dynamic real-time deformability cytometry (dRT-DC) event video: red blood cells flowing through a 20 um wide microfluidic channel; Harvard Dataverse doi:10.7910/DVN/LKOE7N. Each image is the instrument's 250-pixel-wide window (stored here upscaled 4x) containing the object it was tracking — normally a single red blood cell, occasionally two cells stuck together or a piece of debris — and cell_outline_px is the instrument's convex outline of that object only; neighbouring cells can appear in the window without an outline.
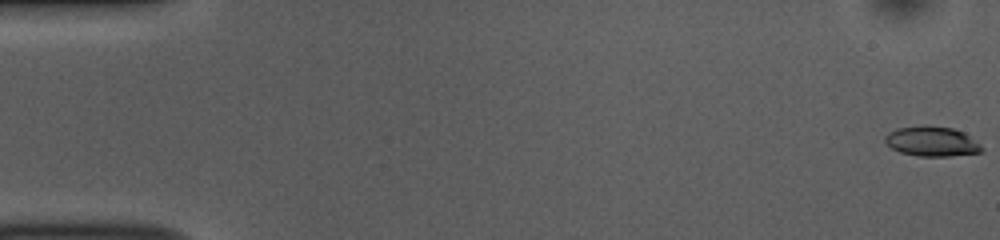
{"species": "common noctule bat (a hibernating species)", "species_latin": "Nyctalus noctula", "temperature_condition": "room temperature", "stored_images_in_passage": 54, "camera_frame_rate_fps": 3000, "um_per_image_px": 0.085, "animal": {"sex": "female", "body_mass_g": 10.0, "forearm_length_mm": 53.1}, "frame": {"image": 1, "passage_image": 1, "time_ms": 0.0, "image_size_px": [1000, 240], "cell_outline_px": [[984, 152], [948, 156], [916, 156], [900, 152], [892, 148], [884, 140], [884, 136], [888, 132], [896, 128], [924, 124], [952, 128], [964, 132], [980, 144], [984, 148]], "centroid_in_image_um": [79.2, 12.0], "position_along_channel_um": 5.8, "area_um2": 17.11}}
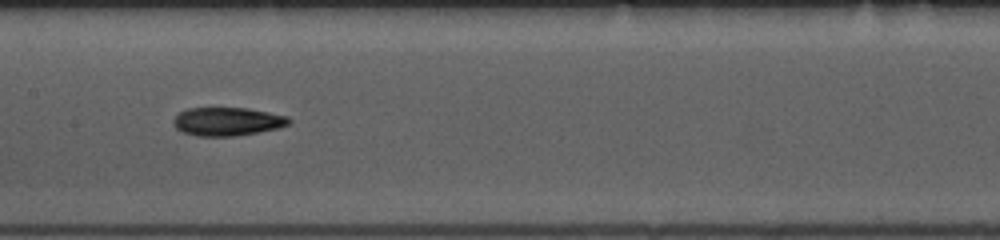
{"frame": {"image": 2, "passage_image": 27, "time_ms": 8.667, "image_size_px": [1000, 240], "cell_outline_px": [[292, 124], [280, 128], [236, 136], [196, 136], [184, 132], [176, 128], [172, 124], [172, 120], [180, 112], [188, 108], [248, 108], [288, 116], [292, 120]], "centroid_in_image_um": [19.36, 10.33], "position_along_channel_um": 188.0, "area_um2": 19.31}}
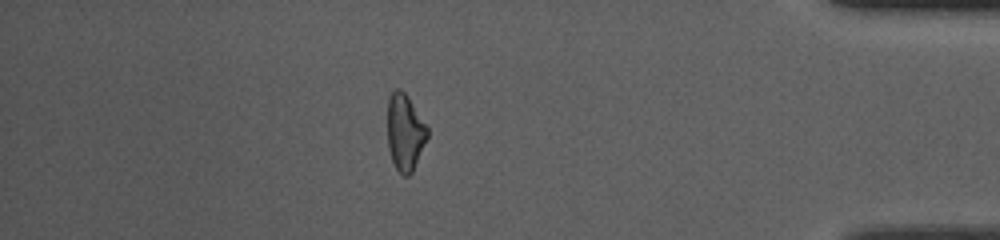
{"frame": {"image": 3, "passage_image": 47, "time_ms": 15.333, "image_size_px": [1000, 240], "cell_outline_px": [[428, 136], [412, 172], [408, 176], [404, 176], [396, 168], [392, 160], [388, 148], [388, 96], [396, 88], [400, 88], [408, 96], [428, 128]], "centroid_in_image_um": [34.41, 11.22], "position_along_channel_um": 400.8, "area_um2": 17.69}, "authors_computed_cell_mechanics": {"area_um2": 18.3226, "velocity_mm_per_s": 3.7802, "shape_relaxation_time_tau1_ms": 5.8804, "shape_relaxation_time_tau2_ms": 5.8566, "deformation_change_tau1": 0.1692, "deformation_change_tau2": 0.1622}}